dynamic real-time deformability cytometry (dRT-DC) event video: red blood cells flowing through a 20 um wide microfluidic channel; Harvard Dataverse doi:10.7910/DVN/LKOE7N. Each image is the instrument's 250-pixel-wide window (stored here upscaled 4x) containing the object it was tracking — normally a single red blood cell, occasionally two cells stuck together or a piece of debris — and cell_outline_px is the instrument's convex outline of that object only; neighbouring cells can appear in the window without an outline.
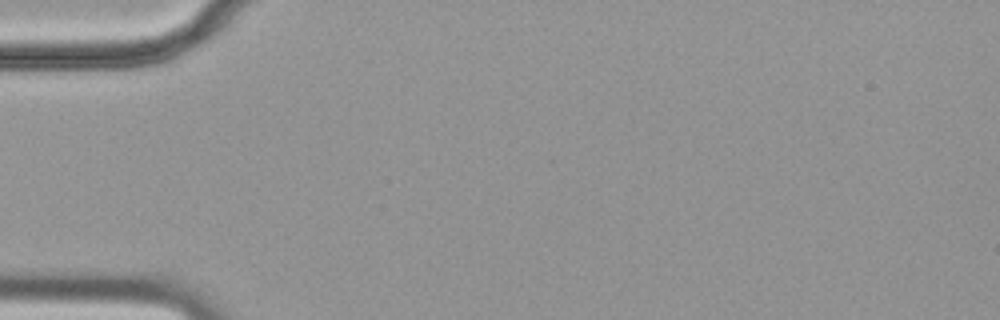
{"species": "common noctule bat (a hibernating species)", "species_latin": "Nyctalus noctula", "temperature_condition": "cold", "stored_images_in_passage": 4, "camera_frame_rate_fps": 3000, "um_per_image_px": 0.085, "animal": {"sex": "female", "body_mass_g": 19.9}, "frame": {"image": 1, "passage_image": 1, "time_ms": 0.0, "image_size_px": [1000, 320], "cell_outline_px": [[160, 60], [148, 64], [124, 68], [20, 68], [44, 56], [148, 52]], "centroid_in_image_um": [8.0, 5.18], "position_along_channel_um": 77.0, "area_um2": 11.73}}